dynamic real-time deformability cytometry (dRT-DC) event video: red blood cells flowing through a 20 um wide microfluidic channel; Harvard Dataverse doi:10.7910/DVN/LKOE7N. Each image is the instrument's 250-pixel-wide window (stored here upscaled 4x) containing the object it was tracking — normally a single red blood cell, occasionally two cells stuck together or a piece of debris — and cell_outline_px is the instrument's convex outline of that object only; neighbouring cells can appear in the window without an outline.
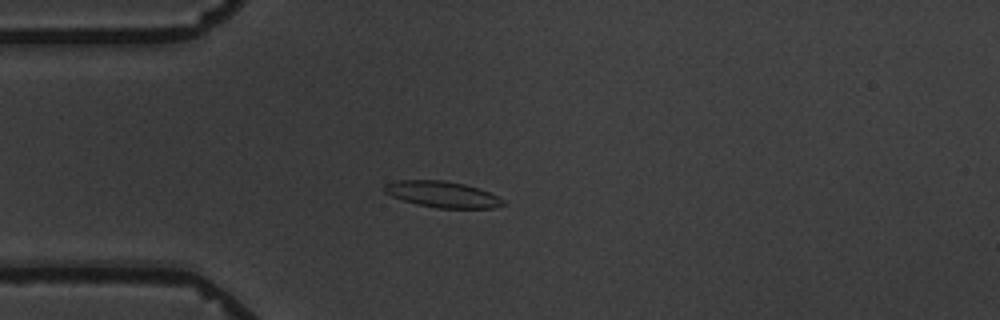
{"species": "common noctule bat (a hibernating species)", "species_latin": "Nyctalus noctula", "temperature_condition": "warm", "stored_images_in_passage": 5, "camera_frame_rate_fps": 3000, "um_per_image_px": 0.085, "animal": {"sex": "male", "body_mass_g": 19.5, "forearm_length_mm": 54.6}, "frame": {"image": 1, "passage_image": 4, "time_ms": 3.667, "image_size_px": [1000, 320], "cell_outline_px": [[508, 204], [496, 208], [436, 208], [416, 204], [392, 196], [384, 192], [384, 184], [396, 180], [444, 180], [464, 184], [488, 192], [504, 200]], "centroid_in_image_um": [37.61, 16.52], "position_along_channel_um": 47.4, "area_um2": 18.09}}